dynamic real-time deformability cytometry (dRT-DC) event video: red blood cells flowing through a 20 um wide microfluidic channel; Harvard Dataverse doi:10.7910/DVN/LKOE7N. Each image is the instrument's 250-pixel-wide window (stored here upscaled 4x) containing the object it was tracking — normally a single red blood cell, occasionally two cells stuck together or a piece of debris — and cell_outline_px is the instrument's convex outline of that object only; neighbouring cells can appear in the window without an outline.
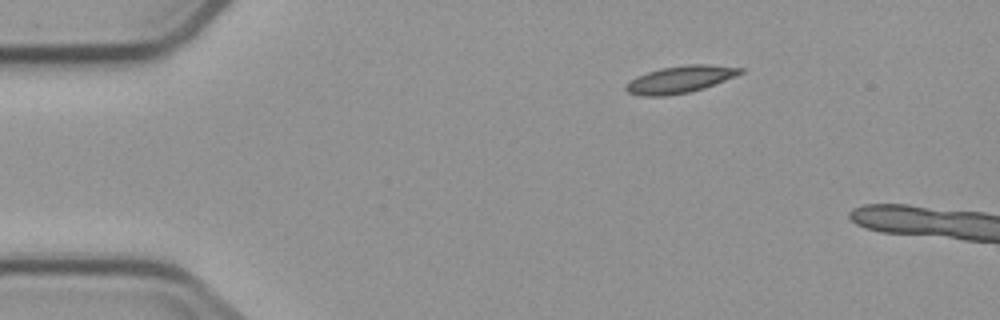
{"species": "common noctule bat (a hibernating species)", "species_latin": "Nyctalus noctula", "temperature_condition": "cold", "stored_images_in_passage": 2, "camera_frame_rate_fps": 3000, "um_per_image_px": 0.085, "animal": {"sex": "male", "body_mass_g": 23.1, "forearm_length_mm": 52.7}, "frame": {"image": 1, "passage_image": 1, "time_ms": 0.0, "image_size_px": [1000, 320], "cell_outline_px": [[744, 72], [736, 76], [704, 88], [688, 92], [664, 96], [640, 96], [628, 92], [624, 88], [624, 84], [636, 76], [660, 68], [688, 64], [708, 64], [744, 68]], "centroid_in_image_um": [57.79, 6.74], "position_along_channel_um": 27.2, "area_um2": 18.15}}